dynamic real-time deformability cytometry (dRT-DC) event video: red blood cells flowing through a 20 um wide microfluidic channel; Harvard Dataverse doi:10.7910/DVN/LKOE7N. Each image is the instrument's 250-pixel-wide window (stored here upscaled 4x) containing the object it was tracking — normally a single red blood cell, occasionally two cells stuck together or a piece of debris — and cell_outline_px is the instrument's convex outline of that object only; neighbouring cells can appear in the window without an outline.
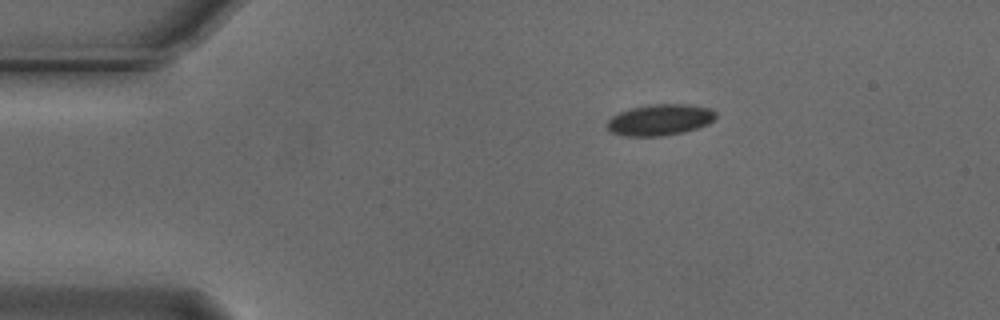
{"species": "Egyptian fruit bat (a non-hibernating species)", "species_latin": "Rousettus aegyptiacus", "temperature_condition": "cold", "stored_images_in_passage": 46, "camera_frame_rate_fps": 3000, "um_per_image_px": 0.085, "animal": {"sex": "male"}, "frame": {"image": 1, "passage_image": 1, "time_ms": 0.0, "image_size_px": [1000, 320], "cell_outline_px": [[716, 116], [708, 124], [684, 132], [664, 136], [624, 136], [608, 132], [608, 120], [612, 116], [620, 112], [632, 108], [648, 104], [688, 104], [712, 108], [716, 112]], "centroid_in_image_um": [56.1, 10.18], "position_along_channel_um": 28.9, "area_um2": 19.88}}
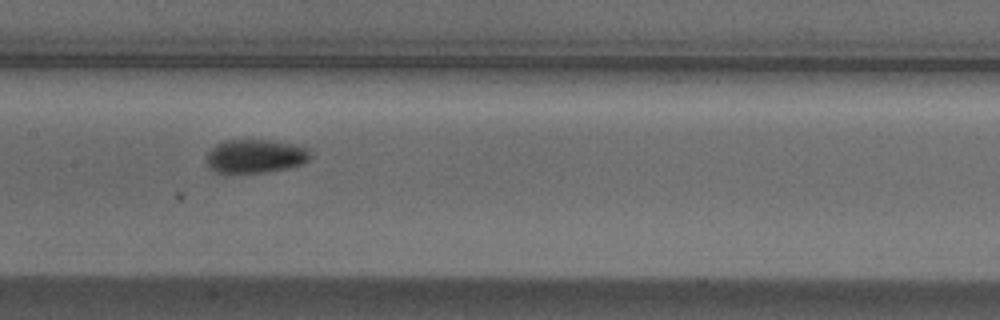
{"frame": {"image": 2, "passage_image": 18, "time_ms": 5.667, "image_size_px": [1000, 320], "cell_outline_px": [[312, 156], [304, 164], [288, 168], [268, 172], [224, 176], [208, 168], [208, 152], [216, 144], [224, 140], [272, 140], [304, 148]], "centroid_in_image_um": [21.63, 13.33], "position_along_channel_um": 185.8, "area_um2": 20.81}}
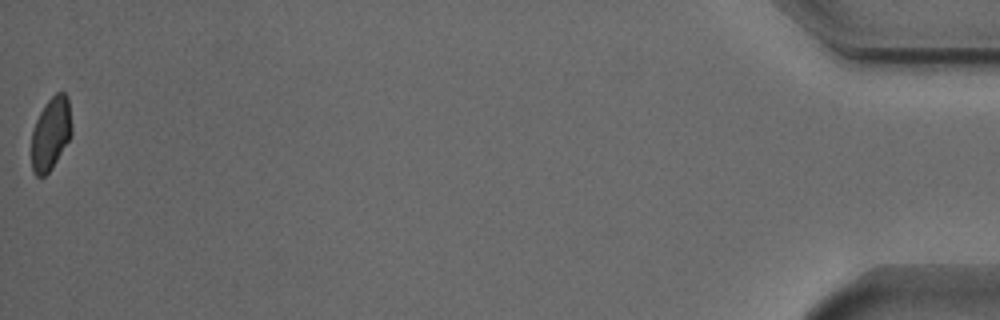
{"frame": {"image": 3, "passage_image": 46, "time_ms": 15.0, "image_size_px": [1000, 320], "cell_outline_px": [[72, 132], [68, 140], [52, 168], [44, 176], [36, 176], [32, 172], [32, 128], [44, 104], [56, 92], [64, 92], [68, 96], [72, 128]], "centroid_in_image_um": [4.31, 11.33], "position_along_channel_um": 430.9, "area_um2": 17.05}, "authors_computed_cell_mechanics": {"area_um2": 19.4497, "velocity_mm_per_s": 3.7347, "shape_relaxation_time_tau1_ms": 3.1409, "shape_relaxation_time_tau2_ms": null, "deformation_change_tau1": 0.0987, "deformation_change_tau2": null}}